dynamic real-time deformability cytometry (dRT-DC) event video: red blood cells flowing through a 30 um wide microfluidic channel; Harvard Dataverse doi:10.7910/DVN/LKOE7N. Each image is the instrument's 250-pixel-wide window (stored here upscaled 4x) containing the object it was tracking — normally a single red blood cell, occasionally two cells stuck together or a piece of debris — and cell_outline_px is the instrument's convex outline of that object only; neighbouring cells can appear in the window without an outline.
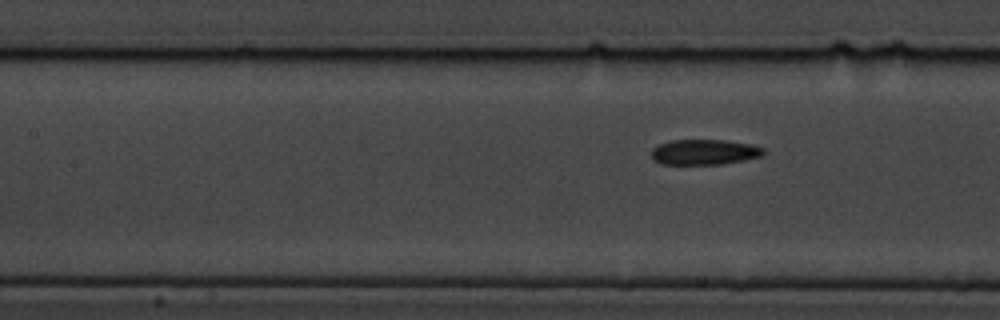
{"species": "common noctule bat (a hibernating species)", "species_latin": "Nyctalus noctula", "temperature_condition": "cold", "stored_images_in_passage": 8, "segment_of_instrument_passage": [2, 2], "camera_frame_rate_fps": 3000, "um_per_image_px": 0.085, "animal": {"sex": "male", "body_mass_g": 19.5, "forearm_length_mm": 54.6}, "frame": {"image": 1, "passage_image": 8, "time_ms": 9.0, "image_size_px": [1000, 320], "cell_outline_px": [[764, 156], [744, 160], [720, 164], [660, 164], [652, 160], [652, 148], [660, 144], [672, 140], [724, 140], [752, 144], [764, 148]], "centroid_in_image_um": [59.88, 12.93], "position_along_channel_um": 147.5, "area_um2": 16.65}}